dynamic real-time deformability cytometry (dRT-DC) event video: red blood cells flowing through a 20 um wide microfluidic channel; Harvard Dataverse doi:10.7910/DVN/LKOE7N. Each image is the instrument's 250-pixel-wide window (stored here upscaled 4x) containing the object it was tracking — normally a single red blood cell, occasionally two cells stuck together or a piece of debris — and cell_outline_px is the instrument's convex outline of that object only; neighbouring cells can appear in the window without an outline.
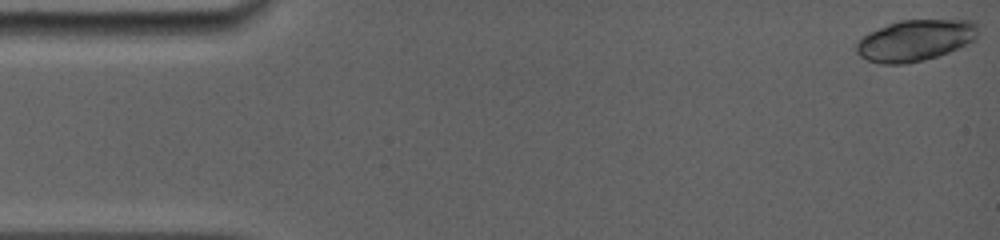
{"species": "common noctule bat (a hibernating species)", "species_latin": "Nyctalus noctula", "temperature_condition": "room temperature", "stored_images_in_passage": 8, "camera_frame_rate_fps": 5000, "um_per_image_px": 0.085, "animal": {"sex": "female", "body_mass_g": 19.0, "forearm_length_mm": 56.7}, "frame": {"image": 1, "passage_image": 1, "time_ms": 0.0, "image_size_px": [1000, 240], "cell_outline_px": [[976, 40], [948, 52], [924, 60], [904, 64], [880, 64], [868, 60], [860, 56], [856, 52], [856, 40], [868, 32], [888, 24], [900, 20], [972, 20], [976, 24]], "centroid_in_image_um": [77.75, 3.43], "position_along_channel_um": 7.3, "area_um2": 29.25}}
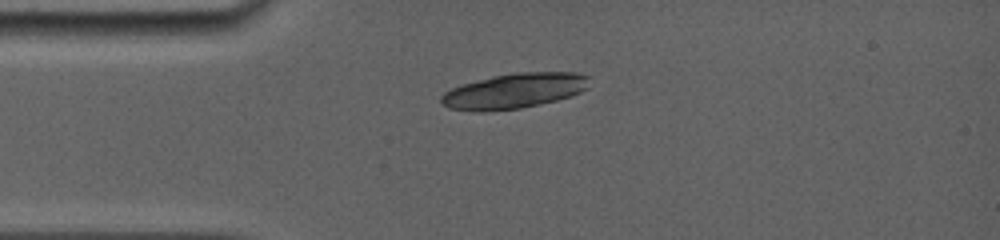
{"frame": {"image": 2, "passage_image": 8, "time_ms": 3.6, "image_size_px": [1000, 240], "cell_outline_px": [[588, 88], [580, 92], [556, 100], [520, 108], [480, 112], [448, 108], [440, 100], [440, 96], [444, 92], [452, 88], [464, 84], [492, 76], [516, 72], [576, 72], [588, 76]], "centroid_in_image_um": [43.7, 7.72], "position_along_channel_um": 41.3, "area_um2": 30.11}}